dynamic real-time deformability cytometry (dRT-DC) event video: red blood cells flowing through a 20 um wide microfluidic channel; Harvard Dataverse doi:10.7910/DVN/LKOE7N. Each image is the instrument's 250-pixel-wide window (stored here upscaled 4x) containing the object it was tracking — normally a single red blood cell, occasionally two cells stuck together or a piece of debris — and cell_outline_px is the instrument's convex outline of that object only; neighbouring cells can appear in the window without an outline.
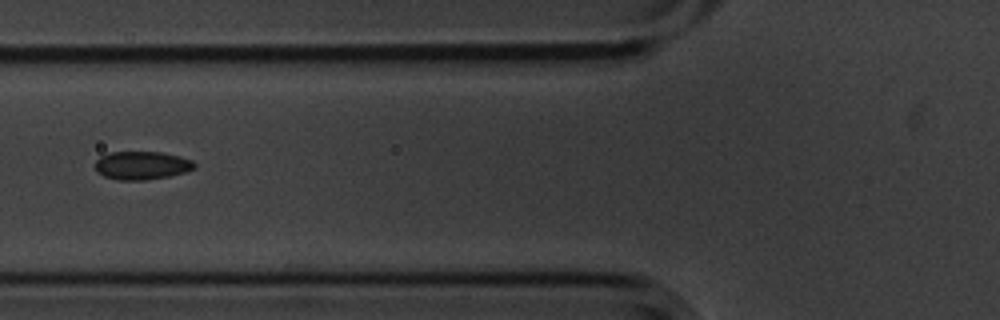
{"species": "common noctule bat (a hibernating species)", "species_latin": "Nyctalus noctula", "temperature_condition": "cold", "stored_images_in_passage": 5, "camera_frame_rate_fps": 3000, "um_per_image_px": 0.085, "animal": {"sex": "male", "body_mass_g": 20.1, "forearm_length_mm": 53.5}, "frame": {"image": 1, "passage_image": 4, "time_ms": 1.0, "image_size_px": [1000, 320], "cell_outline_px": [[196, 168], [184, 172], [168, 176], [144, 180], [116, 180], [104, 176], [96, 172], [96, 160], [100, 156], [112, 152], [160, 152], [180, 156], [192, 160], [196, 164]], "centroid_in_image_um": [12.05, 14.06], "position_along_channel_um": 113.8, "area_um2": 16.36}}
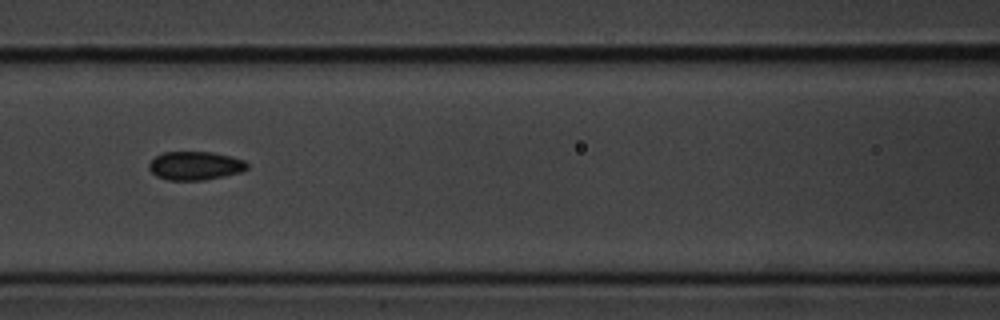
{"frame": {"image": 2, "passage_image": 5, "time_ms": 1.333, "image_size_px": [1000, 320], "cell_outline_px": [[248, 168], [240, 172], [224, 176], [204, 180], [168, 180], [156, 176], [148, 168], [148, 164], [156, 156], [164, 152], [212, 152], [244, 160], [248, 164]], "centroid_in_image_um": [16.57, 14.09], "position_along_channel_um": 150.0, "area_um2": 16.24}}